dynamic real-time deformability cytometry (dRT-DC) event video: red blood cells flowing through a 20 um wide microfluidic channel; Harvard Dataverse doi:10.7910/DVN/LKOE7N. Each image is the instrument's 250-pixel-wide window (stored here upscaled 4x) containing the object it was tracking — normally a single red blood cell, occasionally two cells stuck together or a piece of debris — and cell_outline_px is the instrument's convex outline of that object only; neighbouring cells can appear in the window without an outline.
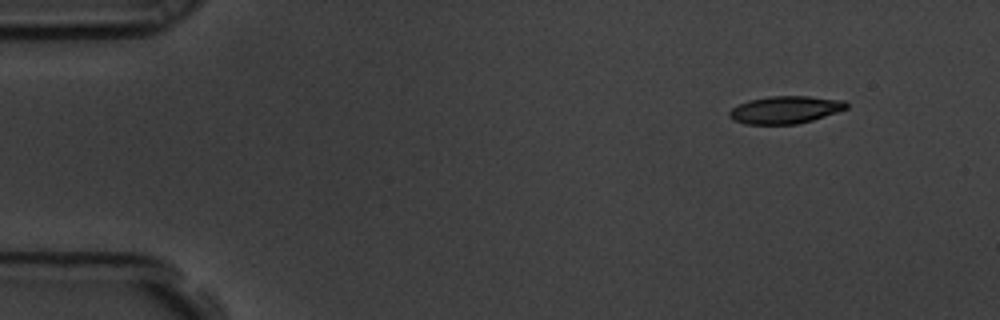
{"species": "common noctule bat (a hibernating species)", "species_latin": "Nyctalus noctula", "temperature_condition": "room temperature", "stored_images_in_passage": 52, "camera_frame_rate_fps": 3000, "um_per_image_px": 0.085, "animal": {"sex": "male", "body_mass_g": 19.5, "forearm_length_mm": 54.6}, "frame": {"image": 1, "passage_image": 1, "time_ms": 0.0, "image_size_px": [1000, 320], "cell_outline_px": [[848, 108], [812, 120], [796, 124], [744, 124], [732, 120], [728, 116], [728, 112], [732, 108], [748, 100], [772, 96], [808, 96], [844, 100], [848, 104]], "centroid_in_image_um": [66.72, 9.33], "position_along_channel_um": 18.3, "area_um2": 18.73}}
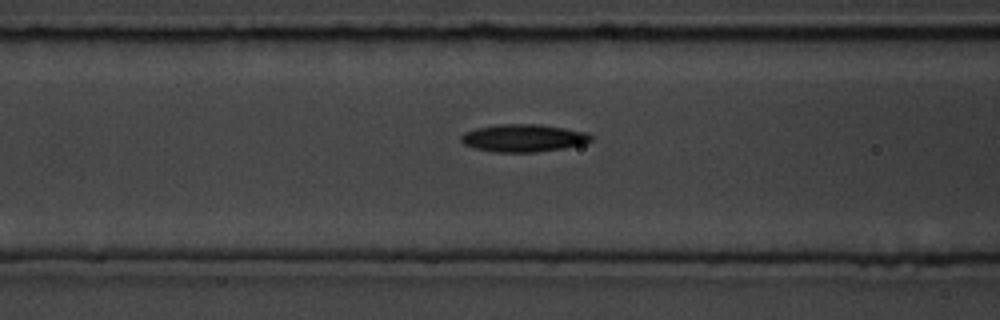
{"frame": {"image": 2, "passage_image": 18, "time_ms": 5.667, "image_size_px": [1000, 320], "cell_outline_px": [[592, 140], [584, 144], [564, 148], [536, 152], [492, 152], [476, 148], [464, 144], [460, 140], [460, 136], [464, 132], [476, 128], [500, 124], [536, 124], [564, 128], [584, 132], [592, 136]], "centroid_in_image_um": [44.47, 11.74], "position_along_channel_um": 122.1, "area_um2": 20.81}}
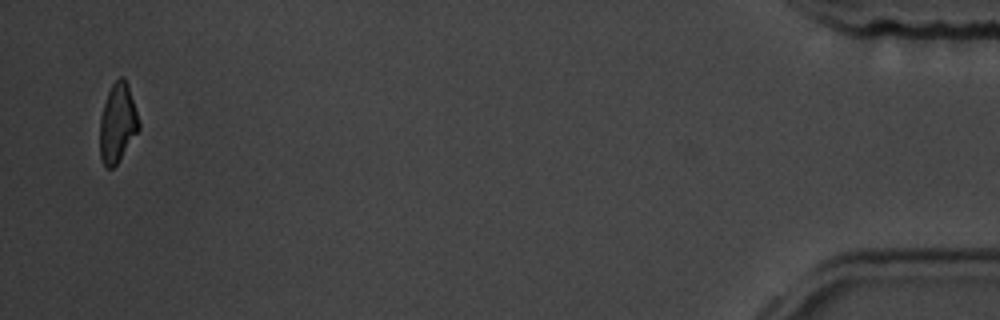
{"frame": {"image": 3, "passage_image": 51, "time_ms": 16.667, "image_size_px": [1000, 320], "cell_outline_px": [[140, 128], [116, 164], [112, 168], [104, 168], [100, 160], [100, 116], [108, 92], [112, 84], [120, 76], [124, 76], [128, 84], [140, 124]], "centroid_in_image_um": [9.98, 10.46], "position_along_channel_um": 425.2, "area_um2": 17.86}, "authors_computed_cell_mechanics": {"area_um2": 19.5942, "velocity_mm_per_s": 3.5515, "shape_relaxation_time_tau1_ms": 9.1198, "shape_relaxation_time_tau2_ms": null, "deformation_change_tau1": 0.1959, "deformation_change_tau2": null}}